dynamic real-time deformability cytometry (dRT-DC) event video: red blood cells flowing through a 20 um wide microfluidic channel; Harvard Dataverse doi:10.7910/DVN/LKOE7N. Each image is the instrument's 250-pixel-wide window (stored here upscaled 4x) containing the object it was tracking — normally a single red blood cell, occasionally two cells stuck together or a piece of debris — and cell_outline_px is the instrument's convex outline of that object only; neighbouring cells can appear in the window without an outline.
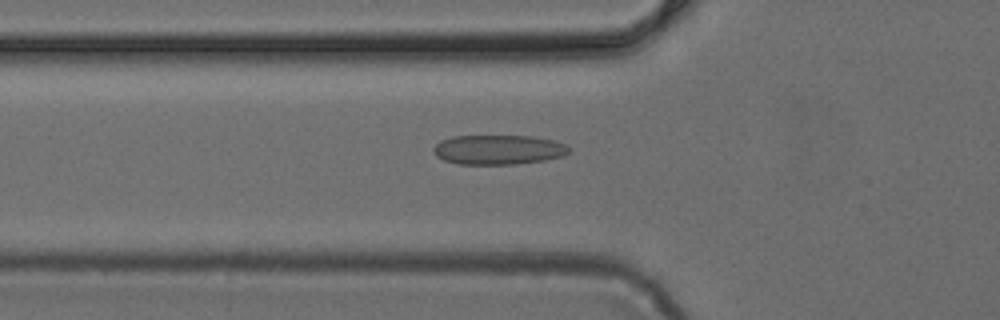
{"species": "common noctule bat (a hibernating species)", "species_latin": "Nyctalus noctula", "temperature_condition": "cold", "stored_images_in_passage": 35, "camera_frame_rate_fps": 3000, "um_per_image_px": 0.085, "animal": {"sex": "female", "body_mass_g": 24.6, "forearm_length_mm": 56.2}, "frame": {"image": 1, "passage_image": 3, "time_ms": 0.667, "image_size_px": [1000, 320], "cell_outline_px": [[572, 148], [564, 156], [544, 160], [516, 164], [456, 164], [444, 160], [436, 156], [432, 152], [432, 148], [440, 140], [452, 136], [532, 136], [552, 140], [568, 144]], "centroid_in_image_um": [42.36, 12.72], "position_along_channel_um": 83.4, "area_um2": 23.64}}
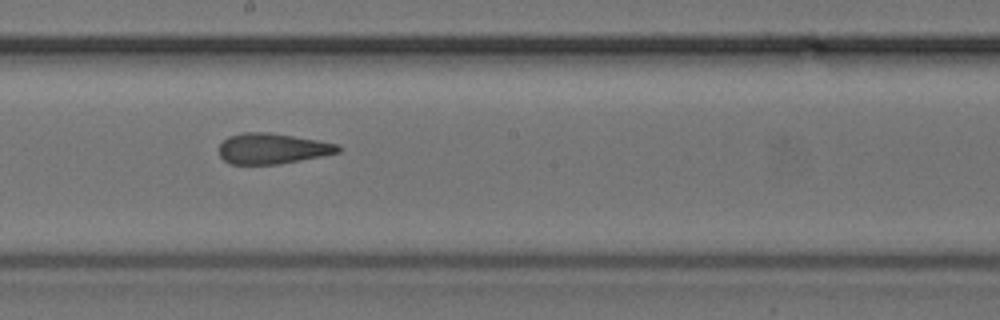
{"frame": {"image": 2, "passage_image": 13, "time_ms": 4.0, "image_size_px": [1000, 320], "cell_outline_px": [[344, 148], [340, 152], [324, 156], [280, 164], [228, 164], [220, 156], [220, 144], [228, 136], [244, 132], [268, 132], [320, 140], [340, 144]], "centroid_in_image_um": [23.22, 12.63], "position_along_channel_um": 225.0, "area_um2": 21.56}}
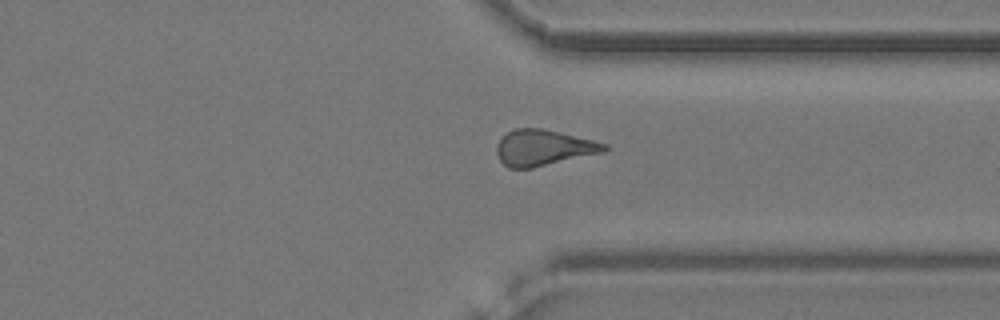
{"frame": {"image": 3, "passage_image": 23, "time_ms": 7.333, "image_size_px": [1000, 320], "cell_outline_px": [[608, 148], [604, 152], [532, 168], [508, 168], [500, 160], [496, 152], [496, 148], [500, 140], [508, 132], [516, 128], [540, 128], [592, 140], [608, 144]], "centroid_in_image_um": [46.19, 12.57], "position_along_channel_um": 365.2, "area_um2": 22.2}}